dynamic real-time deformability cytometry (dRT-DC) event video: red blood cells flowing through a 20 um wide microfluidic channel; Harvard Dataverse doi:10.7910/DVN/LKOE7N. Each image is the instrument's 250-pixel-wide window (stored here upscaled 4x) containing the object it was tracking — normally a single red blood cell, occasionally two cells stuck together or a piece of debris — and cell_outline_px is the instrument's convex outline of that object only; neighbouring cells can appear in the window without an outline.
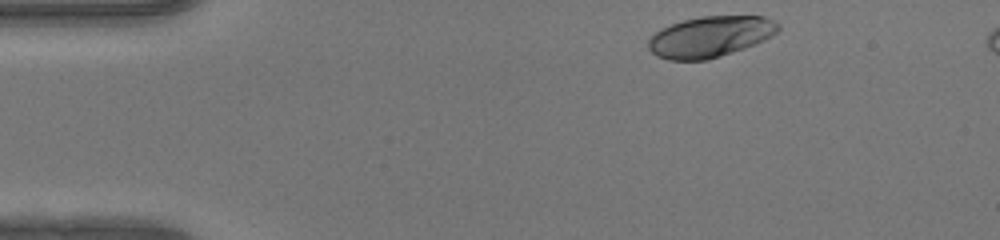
{"species": "human", "species_latin": "Homo sapiens", "temperature_condition": "warm", "stored_images_in_passage": 37, "camera_frame_rate_fps": 3000, "um_per_image_px": 0.085, "donor": {"sex": "female"}, "frame": {"image": 1, "passage_image": 1, "time_ms": 0.0, "image_size_px": [1000, 240], "cell_outline_px": [[780, 28], [772, 36], [756, 44], [708, 60], [668, 60], [656, 56], [648, 48], [648, 40], [660, 28], [684, 20], [700, 16], [764, 16], [780, 24]], "centroid_in_image_um": [60.37, 3.12], "position_along_channel_um": 24.6, "area_um2": 30.98}}
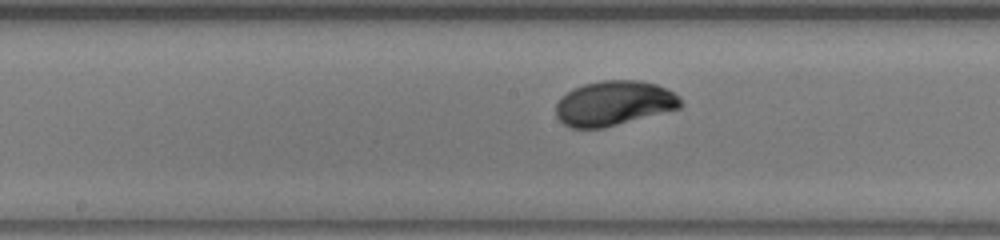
{"frame": {"image": 2, "passage_image": 19, "time_ms": 6.0, "image_size_px": [1000, 240], "cell_outline_px": [[684, 104], [680, 108], [604, 128], [572, 128], [564, 124], [556, 116], [556, 104], [560, 96], [584, 84], [604, 80], [640, 80], [656, 84], [672, 92]], "centroid_in_image_um": [52.16, 8.78], "position_along_channel_um": 196.0, "area_um2": 32.37}}
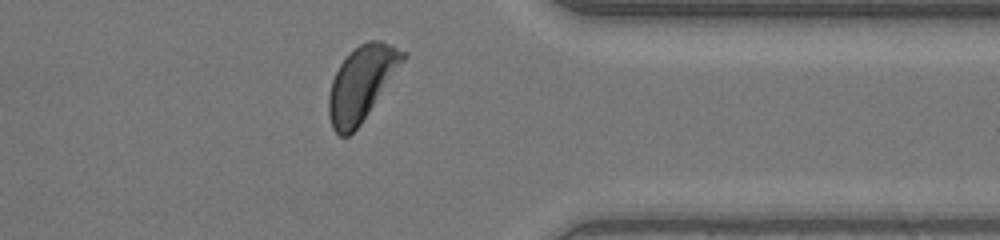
{"frame": {"image": 3, "passage_image": 33, "time_ms": 10.667, "image_size_px": [1000, 240], "cell_outline_px": [[404, 60], [360, 124], [348, 136], [340, 136], [332, 128], [328, 116], [328, 96], [332, 80], [340, 64], [360, 44], [368, 40], [380, 40], [404, 52]], "centroid_in_image_um": [30.68, 7.11], "position_along_channel_um": 380.7, "area_um2": 31.15}, "authors_computed_cell_mechanics": {"area_um2": 31.8478, "velocity_mm_per_s": 4.157, "shape_relaxation_time_tau1_ms": 2.4109, "shape_relaxation_time_tau2_ms": null, "deformation_change_tau1": 0.1566, "deformation_change_tau2": null}}